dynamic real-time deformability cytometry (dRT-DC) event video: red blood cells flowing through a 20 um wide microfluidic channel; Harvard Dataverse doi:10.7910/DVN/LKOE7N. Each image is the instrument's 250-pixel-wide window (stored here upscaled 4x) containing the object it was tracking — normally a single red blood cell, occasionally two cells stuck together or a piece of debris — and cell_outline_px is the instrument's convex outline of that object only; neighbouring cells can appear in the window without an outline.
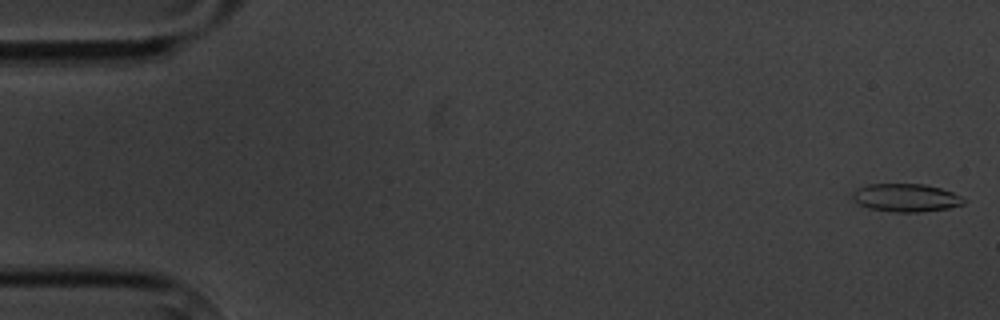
{"species": "common noctule bat (a hibernating species)", "species_latin": "Nyctalus noctula", "temperature_condition": "cold", "stored_images_in_passage": 4, "camera_frame_rate_fps": 3000, "um_per_image_px": 0.085, "animal": {"sex": "male", "body_mass_g": 20.1, "forearm_length_mm": 53.5}, "frame": {"image": 1, "passage_image": 1, "time_ms": 0.0, "image_size_px": [1000, 320], "cell_outline_px": [[964, 204], [948, 208], [920, 212], [896, 212], [868, 208], [860, 204], [852, 196], [852, 192], [856, 188], [868, 184], [924, 184], [940, 188], [952, 192], [960, 196], [964, 200]], "centroid_in_image_um": [76.99, 16.8], "position_along_channel_um": 8.0, "area_um2": 18.03}}